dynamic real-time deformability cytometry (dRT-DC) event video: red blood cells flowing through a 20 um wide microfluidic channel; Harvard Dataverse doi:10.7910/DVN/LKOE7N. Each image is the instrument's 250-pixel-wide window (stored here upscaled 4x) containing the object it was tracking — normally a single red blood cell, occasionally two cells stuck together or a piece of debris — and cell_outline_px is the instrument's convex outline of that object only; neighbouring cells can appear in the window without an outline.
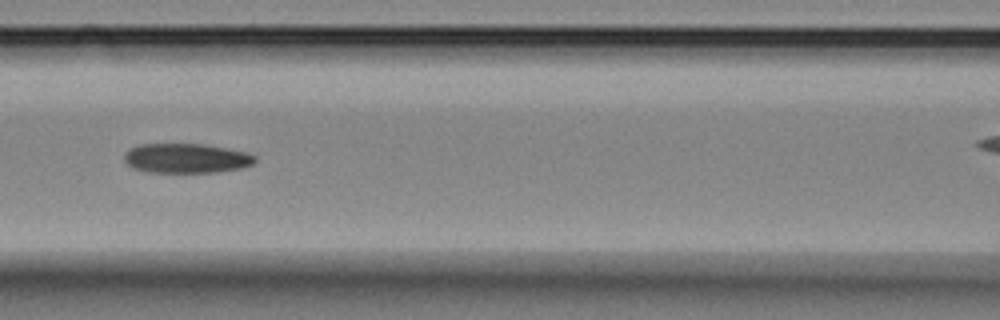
{"species": "Egyptian fruit bat (a non-hibernating species)", "species_latin": "Rousettus aegyptiacus", "temperature_condition": "room temperature", "stored_images_in_passage": 9, "camera_frame_rate_fps": 3000, "um_per_image_px": 0.085, "animal": {"sex": "female"}, "frame": {"image": 1, "passage_image": 6, "time_ms": 6.667, "image_size_px": [1000, 320], "cell_outline_px": [[256, 160], [252, 164], [240, 168], [216, 172], [148, 172], [132, 168], [124, 160], [124, 152], [128, 148], [140, 144], [204, 144], [244, 152], [256, 156]], "centroid_in_image_um": [15.77, 13.45], "position_along_channel_um": 150.8, "area_um2": 22.48}}
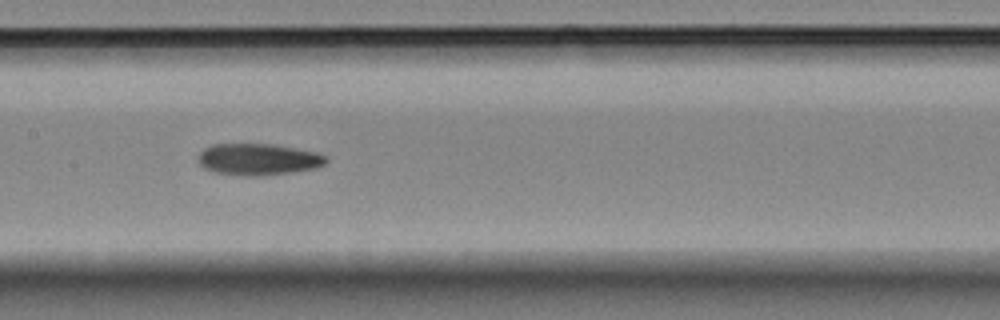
{"frame": {"image": 2, "passage_image": 7, "time_ms": 7.667, "image_size_px": [1000, 320], "cell_outline_px": [[328, 160], [324, 164], [316, 168], [292, 172], [256, 176], [248, 176], [216, 172], [204, 168], [196, 160], [196, 156], [204, 148], [212, 144], [276, 144], [316, 152], [328, 156]], "centroid_in_image_um": [21.94, 13.53], "position_along_channel_um": 185.5, "area_um2": 23.7}}
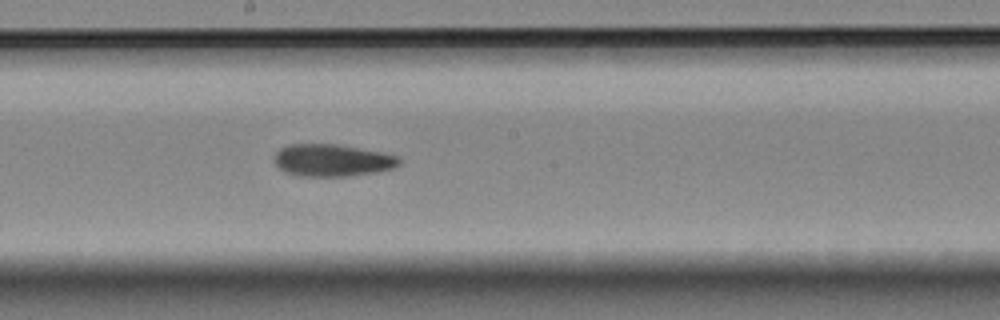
{"frame": {"image": 3, "passage_image": 8, "time_ms": 8.667, "image_size_px": [1000, 320], "cell_outline_px": [[400, 164], [392, 168], [376, 172], [348, 176], [296, 176], [284, 172], [272, 160], [276, 152], [280, 148], [288, 144], [336, 144], [380, 152], [396, 156], [400, 160]], "centroid_in_image_um": [28.17, 13.63], "position_along_channel_um": 220.0, "area_um2": 23.41}}